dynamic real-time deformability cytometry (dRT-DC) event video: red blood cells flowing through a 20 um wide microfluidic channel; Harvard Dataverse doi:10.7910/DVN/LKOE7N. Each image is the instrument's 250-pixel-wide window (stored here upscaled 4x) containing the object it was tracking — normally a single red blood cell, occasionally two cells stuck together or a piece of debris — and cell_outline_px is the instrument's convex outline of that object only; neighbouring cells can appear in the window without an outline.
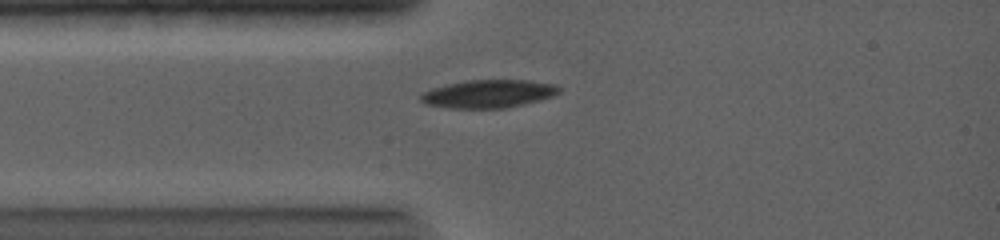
{"species": "common noctule bat (a hibernating species)", "species_latin": "Nyctalus noctula", "temperature_condition": "warm", "stored_images_in_passage": 13, "camera_frame_rate_fps": 5000, "um_per_image_px": 0.085, "animal": {"sex": "female", "body_mass_g": 19.0, "forearm_length_mm": 56.7}, "frame": {"image": 1, "passage_image": 11, "time_ms": 1.4, "image_size_px": [1000, 240], "cell_outline_px": [[560, 92], [552, 96], [540, 100], [508, 108], [452, 108], [424, 104], [420, 100], [420, 96], [424, 92], [432, 88], [464, 80], [528, 80], [556, 84], [560, 88]], "centroid_in_image_um": [41.53, 7.97], "position_along_channel_um": 43.5, "area_um2": 22.66}}